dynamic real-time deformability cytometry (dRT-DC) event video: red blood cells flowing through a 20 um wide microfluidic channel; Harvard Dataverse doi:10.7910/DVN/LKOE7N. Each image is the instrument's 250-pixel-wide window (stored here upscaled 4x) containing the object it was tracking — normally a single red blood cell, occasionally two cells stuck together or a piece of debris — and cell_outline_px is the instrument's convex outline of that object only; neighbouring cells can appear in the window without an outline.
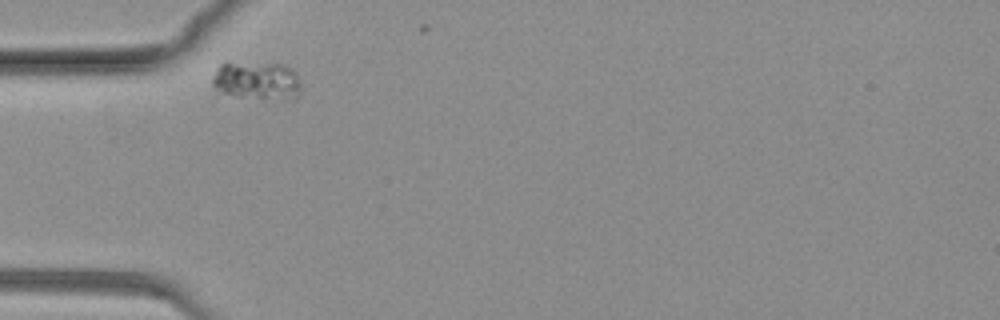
{"species": "common noctule bat (a hibernating species)", "species_latin": "Nyctalus noctula", "temperature_condition": "warm", "stored_images_in_passage": 6, "camera_frame_rate_fps": 3000, "um_per_image_px": 0.085, "animal": {"sex": "female", "body_mass_g": 19.3, "forearm_length_mm": 54.1}, "frame": {"image": 1, "passage_image": 1, "time_ms": 0.0, "image_size_px": [1000, 320], "cell_outline_px": [[300, 92], [292, 100], [284, 100], [236, 96], [224, 92], [216, 88], [212, 84], [212, 76], [216, 68], [220, 64], [228, 60], [284, 64], [292, 68], [296, 72], [300, 84]], "centroid_in_image_um": [21.84, 6.8], "position_along_channel_um": 63.2, "area_um2": 20.4}}